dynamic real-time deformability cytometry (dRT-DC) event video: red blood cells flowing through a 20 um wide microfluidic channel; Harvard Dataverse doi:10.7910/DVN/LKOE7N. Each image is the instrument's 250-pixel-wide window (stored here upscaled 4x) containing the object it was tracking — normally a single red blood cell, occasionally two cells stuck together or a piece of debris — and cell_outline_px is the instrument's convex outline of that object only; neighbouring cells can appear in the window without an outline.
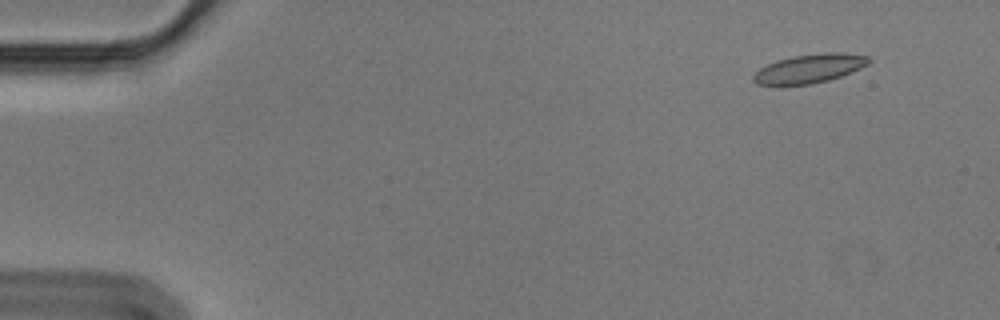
{"species": "Egyptian fruit bat (a non-hibernating species)", "species_latin": "Rousettus aegyptiacus", "temperature_condition": "cold", "stored_images_in_passage": 58, "segment_of_instrument_passage": [1, 2], "camera_frame_rate_fps": 3000, "um_per_image_px": 0.085, "animal": {"sex": "male"}, "frame": {"image": 1, "passage_image": 6, "time_ms": 1.667, "image_size_px": [1000, 320], "cell_outline_px": [[872, 60], [868, 64], [860, 68], [840, 76], [828, 80], [812, 84], [780, 88], [756, 84], [752, 80], [752, 76], [760, 68], [776, 60], [792, 56], [824, 52], [840, 52], [868, 56]], "centroid_in_image_um": [68.72, 5.86], "position_along_channel_um": 16.3, "area_um2": 20.06}}
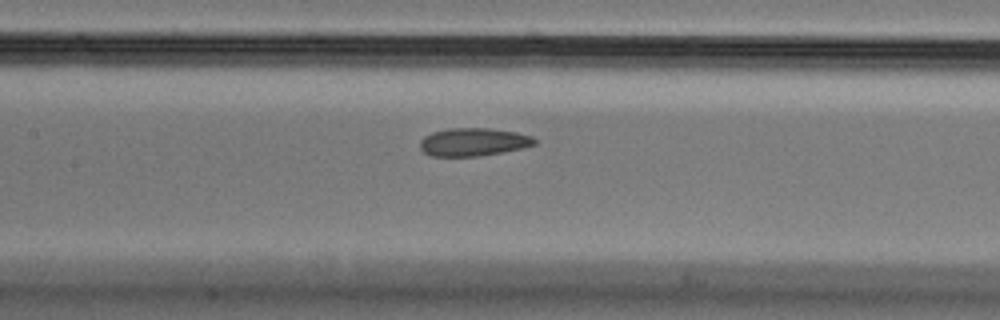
{"frame": {"image": 2, "passage_image": 28, "time_ms": 9.0, "image_size_px": [1000, 320], "cell_outline_px": [[536, 144], [524, 148], [480, 156], [432, 156], [424, 152], [420, 148], [420, 140], [424, 136], [432, 132], [448, 128], [488, 128], [516, 132], [532, 136], [536, 140]], "centroid_in_image_um": [40.24, 12.07], "position_along_channel_um": 167.2, "area_um2": 18.79}}
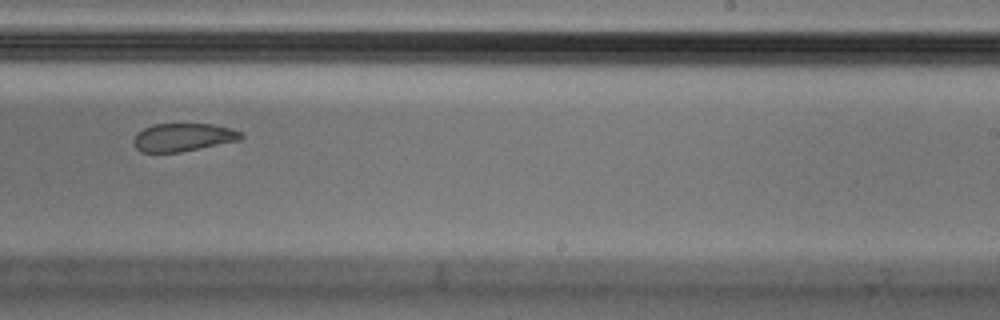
{"frame": {"image": 3, "passage_image": 37, "time_ms": 12.0, "image_size_px": [1000, 320], "cell_outline_px": [[244, 136], [240, 140], [180, 152], [140, 152], [132, 144], [132, 140], [136, 132], [152, 124], [212, 124], [232, 128], [240, 132]], "centroid_in_image_um": [15.52, 11.67], "position_along_channel_um": 273.5, "area_um2": 17.69}}